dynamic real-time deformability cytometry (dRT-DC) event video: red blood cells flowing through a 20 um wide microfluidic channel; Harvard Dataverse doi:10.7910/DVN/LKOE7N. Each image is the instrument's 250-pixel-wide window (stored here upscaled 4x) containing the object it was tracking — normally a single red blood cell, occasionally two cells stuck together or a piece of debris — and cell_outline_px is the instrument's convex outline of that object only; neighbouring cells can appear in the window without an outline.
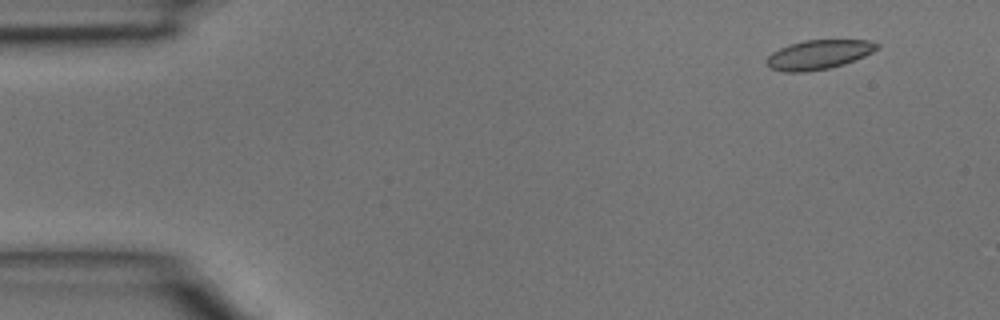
{"species": "common noctule bat (a hibernating species)", "species_latin": "Nyctalus noctula", "temperature_condition": "room temperature", "stored_images_in_passage": 4, "camera_frame_rate_fps": 3000, "um_per_image_px": 0.085, "animal": {"sex": "male", "body_mass_g": 15.6}, "frame": {"image": 1, "passage_image": 1, "time_ms": 0.0, "image_size_px": [1000, 320], "cell_outline_px": [[880, 48], [864, 56], [844, 64], [828, 68], [804, 72], [784, 72], [768, 68], [764, 60], [772, 52], [788, 44], [804, 40], [868, 40], [880, 44]], "centroid_in_image_um": [69.55, 4.64], "position_along_channel_um": 15.5, "area_um2": 19.02}}